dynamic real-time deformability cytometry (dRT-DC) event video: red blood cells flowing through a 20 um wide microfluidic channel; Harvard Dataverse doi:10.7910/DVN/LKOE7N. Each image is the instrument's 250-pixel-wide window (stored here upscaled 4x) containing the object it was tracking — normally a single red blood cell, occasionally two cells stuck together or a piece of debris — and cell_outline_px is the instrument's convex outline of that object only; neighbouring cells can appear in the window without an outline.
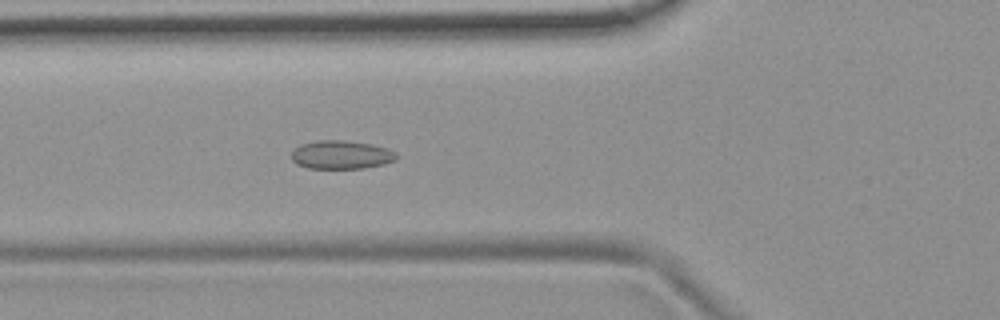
{"species": "common noctule bat (a hibernating species)", "species_latin": "Nyctalus noctula", "temperature_condition": "room temperature", "stored_images_in_passage": 37, "camera_frame_rate_fps": 3000, "um_per_image_px": 0.085, "animal": {"sex": "female", "body_mass_g": 19.9}, "frame": {"image": 1, "passage_image": 11, "time_ms": 3.333, "image_size_px": [1000, 320], "cell_outline_px": [[396, 160], [384, 164], [364, 168], [308, 168], [296, 164], [292, 160], [292, 148], [300, 144], [316, 140], [344, 140], [372, 144], [388, 148], [396, 152]], "centroid_in_image_um": [28.99, 13.14], "position_along_channel_um": 96.8, "area_um2": 17.63}}
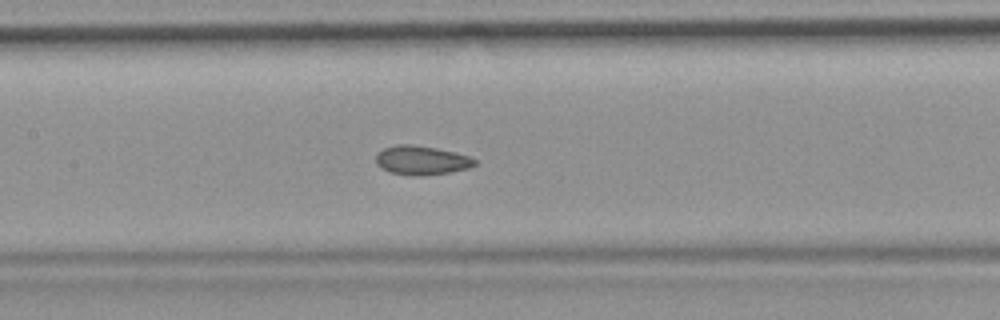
{"frame": {"image": 2, "passage_image": 17, "time_ms": 5.333, "image_size_px": [1000, 320], "cell_outline_px": [[476, 164], [468, 168], [452, 172], [420, 176], [412, 176], [388, 172], [376, 164], [376, 156], [384, 148], [396, 144], [412, 144], [436, 148], [456, 152], [468, 156], [476, 160]], "centroid_in_image_um": [35.83, 13.63], "position_along_channel_um": 171.6, "area_um2": 16.82}}
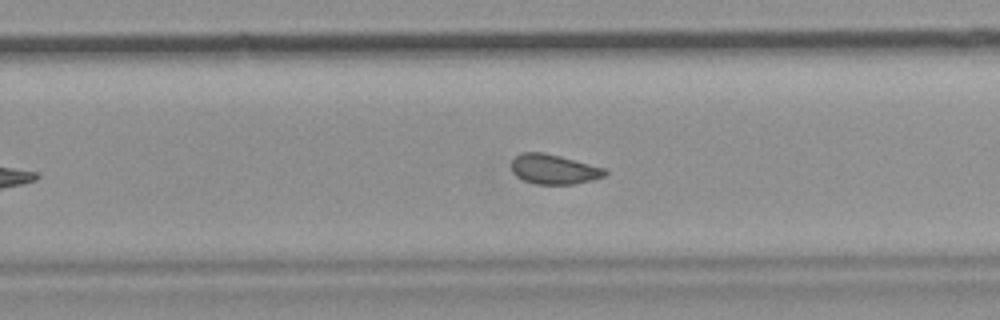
{"frame": {"image": 3, "passage_image": 26, "time_ms": 8.333, "image_size_px": [1000, 320], "cell_outline_px": [[608, 172], [604, 176], [592, 180], [572, 184], [536, 184], [524, 180], [516, 176], [512, 172], [512, 160], [516, 156], [524, 152], [544, 152], [608, 168]], "centroid_in_image_um": [47.11, 14.38], "position_along_channel_um": 282.7, "area_um2": 16.3}, "authors_computed_cell_mechanics": {"area_um2": 16.8776, "velocity_mm_per_s": 3.72, "shape_relaxation_time_tau1_ms": null, "shape_relaxation_time_tau2_ms": 2.5008, "deformation_change_tau1": null, "deformation_change_tau2": 0.0845}}